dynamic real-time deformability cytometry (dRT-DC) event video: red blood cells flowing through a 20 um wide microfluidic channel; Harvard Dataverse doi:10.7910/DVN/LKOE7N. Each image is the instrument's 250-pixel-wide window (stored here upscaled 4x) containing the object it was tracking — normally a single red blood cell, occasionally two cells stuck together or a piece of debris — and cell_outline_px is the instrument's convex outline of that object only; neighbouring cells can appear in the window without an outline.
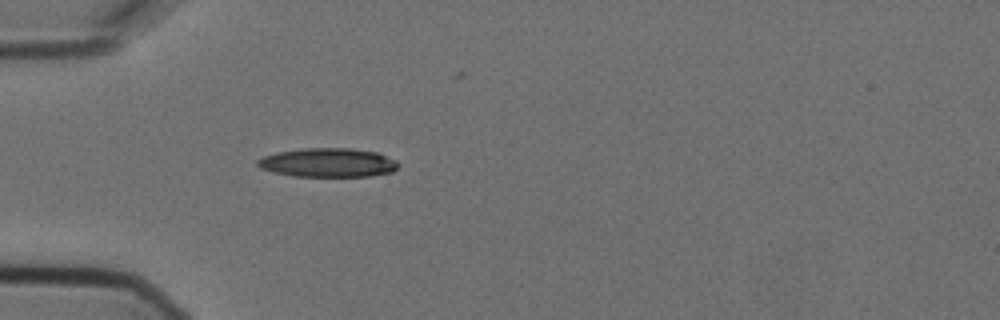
{"species": "Egyptian fruit bat (a non-hibernating species)", "species_latin": "Rousettus aegyptiacus", "temperature_condition": "cold", "stored_images_in_passage": 1, "camera_frame_rate_fps": 3000, "um_per_image_px": 0.085, "animal": {"sex": "female"}, "frame": {"image": 1, "passage_image": 1, "time_ms": 0.0, "image_size_px": [1000, 320], "cell_outline_px": [[400, 164], [392, 172], [372, 176], [292, 176], [272, 172], [260, 168], [256, 164], [256, 160], [264, 156], [276, 152], [304, 148], [352, 148], [376, 152], [396, 160]], "centroid_in_image_um": [27.86, 13.82], "position_along_channel_um": 57.1, "area_um2": 23.87}}